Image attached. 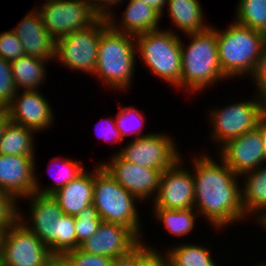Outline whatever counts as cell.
Returning a JSON list of instances; mask_svg holds the SVG:
<instances>
[{
    "instance_id": "obj_1",
    "label": "cell",
    "mask_w": 266,
    "mask_h": 266,
    "mask_svg": "<svg viewBox=\"0 0 266 266\" xmlns=\"http://www.w3.org/2000/svg\"><path fill=\"white\" fill-rule=\"evenodd\" d=\"M190 162L194 176V209L215 229L229 228V225L245 221L242 206L240 176L225 163L208 154L195 155ZM221 161V162H220ZM219 162V163H218ZM239 180V181H238Z\"/></svg>"
},
{
    "instance_id": "obj_2",
    "label": "cell",
    "mask_w": 266,
    "mask_h": 266,
    "mask_svg": "<svg viewBox=\"0 0 266 266\" xmlns=\"http://www.w3.org/2000/svg\"><path fill=\"white\" fill-rule=\"evenodd\" d=\"M186 35L191 41L185 45L187 43L181 40V90L202 93L207 87L228 80L220 68L217 28L210 25L205 30Z\"/></svg>"
},
{
    "instance_id": "obj_3",
    "label": "cell",
    "mask_w": 266,
    "mask_h": 266,
    "mask_svg": "<svg viewBox=\"0 0 266 266\" xmlns=\"http://www.w3.org/2000/svg\"><path fill=\"white\" fill-rule=\"evenodd\" d=\"M136 54L135 36L114 31L108 25L101 32L93 77L113 91L125 92L132 87Z\"/></svg>"
},
{
    "instance_id": "obj_4",
    "label": "cell",
    "mask_w": 266,
    "mask_h": 266,
    "mask_svg": "<svg viewBox=\"0 0 266 266\" xmlns=\"http://www.w3.org/2000/svg\"><path fill=\"white\" fill-rule=\"evenodd\" d=\"M228 27V28H227ZM225 30L217 29L220 68L229 80L251 76L256 68L266 34L237 24L235 21Z\"/></svg>"
},
{
    "instance_id": "obj_5",
    "label": "cell",
    "mask_w": 266,
    "mask_h": 266,
    "mask_svg": "<svg viewBox=\"0 0 266 266\" xmlns=\"http://www.w3.org/2000/svg\"><path fill=\"white\" fill-rule=\"evenodd\" d=\"M181 37L177 30L160 29L135 36L137 58L151 74L181 89Z\"/></svg>"
},
{
    "instance_id": "obj_6",
    "label": "cell",
    "mask_w": 266,
    "mask_h": 266,
    "mask_svg": "<svg viewBox=\"0 0 266 266\" xmlns=\"http://www.w3.org/2000/svg\"><path fill=\"white\" fill-rule=\"evenodd\" d=\"M95 167L92 205L101 220L125 225L141 239L143 228L137 209L138 199L108 174L100 162Z\"/></svg>"
},
{
    "instance_id": "obj_7",
    "label": "cell",
    "mask_w": 266,
    "mask_h": 266,
    "mask_svg": "<svg viewBox=\"0 0 266 266\" xmlns=\"http://www.w3.org/2000/svg\"><path fill=\"white\" fill-rule=\"evenodd\" d=\"M255 94L251 100L235 103L232 101L225 106H216L219 109L214 107L209 110V123L212 126L210 139L219 147L258 127L260 117L265 111V102L264 98Z\"/></svg>"
},
{
    "instance_id": "obj_8",
    "label": "cell",
    "mask_w": 266,
    "mask_h": 266,
    "mask_svg": "<svg viewBox=\"0 0 266 266\" xmlns=\"http://www.w3.org/2000/svg\"><path fill=\"white\" fill-rule=\"evenodd\" d=\"M101 17L95 24L84 30L74 31L56 41L55 62L64 67L88 75L95 74L101 32L108 26ZM57 60V61H56Z\"/></svg>"
},
{
    "instance_id": "obj_9",
    "label": "cell",
    "mask_w": 266,
    "mask_h": 266,
    "mask_svg": "<svg viewBox=\"0 0 266 266\" xmlns=\"http://www.w3.org/2000/svg\"><path fill=\"white\" fill-rule=\"evenodd\" d=\"M35 8L55 41L88 28L101 18L86 0H48Z\"/></svg>"
},
{
    "instance_id": "obj_10",
    "label": "cell",
    "mask_w": 266,
    "mask_h": 266,
    "mask_svg": "<svg viewBox=\"0 0 266 266\" xmlns=\"http://www.w3.org/2000/svg\"><path fill=\"white\" fill-rule=\"evenodd\" d=\"M51 257L49 248L20 220L4 232L0 266H48Z\"/></svg>"
},
{
    "instance_id": "obj_11",
    "label": "cell",
    "mask_w": 266,
    "mask_h": 266,
    "mask_svg": "<svg viewBox=\"0 0 266 266\" xmlns=\"http://www.w3.org/2000/svg\"><path fill=\"white\" fill-rule=\"evenodd\" d=\"M174 138L167 133H152L141 138L131 139L116 152L122 159L143 167L165 170L173 166L180 158Z\"/></svg>"
},
{
    "instance_id": "obj_12",
    "label": "cell",
    "mask_w": 266,
    "mask_h": 266,
    "mask_svg": "<svg viewBox=\"0 0 266 266\" xmlns=\"http://www.w3.org/2000/svg\"><path fill=\"white\" fill-rule=\"evenodd\" d=\"M108 161H103V163L100 161L101 166L121 186L132 193L138 199V203H148L150 198L152 202L154 201L164 170L150 169L125 161L116 153L112 157L110 156Z\"/></svg>"
},
{
    "instance_id": "obj_13",
    "label": "cell",
    "mask_w": 266,
    "mask_h": 266,
    "mask_svg": "<svg viewBox=\"0 0 266 266\" xmlns=\"http://www.w3.org/2000/svg\"><path fill=\"white\" fill-rule=\"evenodd\" d=\"M24 199L29 203V217L26 219L18 208V220L49 248L52 255H57V221L64 215L58 201L52 195L40 193H33Z\"/></svg>"
},
{
    "instance_id": "obj_14",
    "label": "cell",
    "mask_w": 266,
    "mask_h": 266,
    "mask_svg": "<svg viewBox=\"0 0 266 266\" xmlns=\"http://www.w3.org/2000/svg\"><path fill=\"white\" fill-rule=\"evenodd\" d=\"M181 158L162 172L158 193L152 202L153 208L173 210L194 209V176Z\"/></svg>"
},
{
    "instance_id": "obj_15",
    "label": "cell",
    "mask_w": 266,
    "mask_h": 266,
    "mask_svg": "<svg viewBox=\"0 0 266 266\" xmlns=\"http://www.w3.org/2000/svg\"><path fill=\"white\" fill-rule=\"evenodd\" d=\"M219 149L217 155L240 177L266 162V149L258 127L229 140Z\"/></svg>"
},
{
    "instance_id": "obj_16",
    "label": "cell",
    "mask_w": 266,
    "mask_h": 266,
    "mask_svg": "<svg viewBox=\"0 0 266 266\" xmlns=\"http://www.w3.org/2000/svg\"><path fill=\"white\" fill-rule=\"evenodd\" d=\"M21 92V93H20ZM41 90H19L6 108L12 123L39 133L53 127L55 121L52 105Z\"/></svg>"
},
{
    "instance_id": "obj_17",
    "label": "cell",
    "mask_w": 266,
    "mask_h": 266,
    "mask_svg": "<svg viewBox=\"0 0 266 266\" xmlns=\"http://www.w3.org/2000/svg\"><path fill=\"white\" fill-rule=\"evenodd\" d=\"M141 241L127 226L102 221L97 232L81 243L79 248L93 255L116 259L128 254Z\"/></svg>"
},
{
    "instance_id": "obj_18",
    "label": "cell",
    "mask_w": 266,
    "mask_h": 266,
    "mask_svg": "<svg viewBox=\"0 0 266 266\" xmlns=\"http://www.w3.org/2000/svg\"><path fill=\"white\" fill-rule=\"evenodd\" d=\"M36 158L0 154V191L18 202L35 193Z\"/></svg>"
},
{
    "instance_id": "obj_19",
    "label": "cell",
    "mask_w": 266,
    "mask_h": 266,
    "mask_svg": "<svg viewBox=\"0 0 266 266\" xmlns=\"http://www.w3.org/2000/svg\"><path fill=\"white\" fill-rule=\"evenodd\" d=\"M12 31L25 55L55 62L56 41L49 35L36 8L25 14Z\"/></svg>"
},
{
    "instance_id": "obj_20",
    "label": "cell",
    "mask_w": 266,
    "mask_h": 266,
    "mask_svg": "<svg viewBox=\"0 0 266 266\" xmlns=\"http://www.w3.org/2000/svg\"><path fill=\"white\" fill-rule=\"evenodd\" d=\"M116 10L106 19L109 26L117 32L137 36L139 34L157 31L160 27L161 15L146 5L142 0H129L120 21L115 15Z\"/></svg>"
},
{
    "instance_id": "obj_21",
    "label": "cell",
    "mask_w": 266,
    "mask_h": 266,
    "mask_svg": "<svg viewBox=\"0 0 266 266\" xmlns=\"http://www.w3.org/2000/svg\"><path fill=\"white\" fill-rule=\"evenodd\" d=\"M94 170L87 168L52 196L58 201L63 213L77 216L83 209L93 204Z\"/></svg>"
},
{
    "instance_id": "obj_22",
    "label": "cell",
    "mask_w": 266,
    "mask_h": 266,
    "mask_svg": "<svg viewBox=\"0 0 266 266\" xmlns=\"http://www.w3.org/2000/svg\"><path fill=\"white\" fill-rule=\"evenodd\" d=\"M242 206L246 217L256 221L266 212V165L241 176Z\"/></svg>"
},
{
    "instance_id": "obj_23",
    "label": "cell",
    "mask_w": 266,
    "mask_h": 266,
    "mask_svg": "<svg viewBox=\"0 0 266 266\" xmlns=\"http://www.w3.org/2000/svg\"><path fill=\"white\" fill-rule=\"evenodd\" d=\"M167 16L172 26L185 35L205 30V16L199 0H167Z\"/></svg>"
},
{
    "instance_id": "obj_24",
    "label": "cell",
    "mask_w": 266,
    "mask_h": 266,
    "mask_svg": "<svg viewBox=\"0 0 266 266\" xmlns=\"http://www.w3.org/2000/svg\"><path fill=\"white\" fill-rule=\"evenodd\" d=\"M48 61L24 55L10 62L16 89L39 90L46 82ZM45 81V82H44Z\"/></svg>"
},
{
    "instance_id": "obj_25",
    "label": "cell",
    "mask_w": 266,
    "mask_h": 266,
    "mask_svg": "<svg viewBox=\"0 0 266 266\" xmlns=\"http://www.w3.org/2000/svg\"><path fill=\"white\" fill-rule=\"evenodd\" d=\"M35 133L10 121L0 139V154L35 157Z\"/></svg>"
},
{
    "instance_id": "obj_26",
    "label": "cell",
    "mask_w": 266,
    "mask_h": 266,
    "mask_svg": "<svg viewBox=\"0 0 266 266\" xmlns=\"http://www.w3.org/2000/svg\"><path fill=\"white\" fill-rule=\"evenodd\" d=\"M171 248V249H170ZM167 250V251H165ZM168 266H217L207 247L194 243H180L165 249ZM219 266V265H218Z\"/></svg>"
},
{
    "instance_id": "obj_27",
    "label": "cell",
    "mask_w": 266,
    "mask_h": 266,
    "mask_svg": "<svg viewBox=\"0 0 266 266\" xmlns=\"http://www.w3.org/2000/svg\"><path fill=\"white\" fill-rule=\"evenodd\" d=\"M154 219L158 223H162V226L168 232L175 236H186L187 234L195 229L196 219L199 214L195 209H185V210H173L166 208H152ZM198 215V216H197Z\"/></svg>"
},
{
    "instance_id": "obj_28",
    "label": "cell",
    "mask_w": 266,
    "mask_h": 266,
    "mask_svg": "<svg viewBox=\"0 0 266 266\" xmlns=\"http://www.w3.org/2000/svg\"><path fill=\"white\" fill-rule=\"evenodd\" d=\"M51 161H53L52 163H55V164L52 166L50 165L51 166L50 168L51 169L53 167L55 168L59 164L58 166H60L61 169L58 166L56 168L60 169V171H59L60 173L58 172L59 174L55 178V182L52 185H50L49 187L47 186V187L42 188L41 187L42 185L39 183L40 181L37 178L38 176L36 175L37 172L35 171V193H40L42 195H53L58 190H60L62 187H64L66 184H68L70 181H72L73 179L78 177L85 170L84 166L82 165V162H80V161L78 162L75 159H73V160L69 159V158L63 159V158H60V156H59L58 158L55 157ZM50 168H49V171H50ZM49 175H51V174H49ZM51 176H53V175H51Z\"/></svg>"
},
{
    "instance_id": "obj_29",
    "label": "cell",
    "mask_w": 266,
    "mask_h": 266,
    "mask_svg": "<svg viewBox=\"0 0 266 266\" xmlns=\"http://www.w3.org/2000/svg\"><path fill=\"white\" fill-rule=\"evenodd\" d=\"M234 21L266 34V0H238Z\"/></svg>"
},
{
    "instance_id": "obj_30",
    "label": "cell",
    "mask_w": 266,
    "mask_h": 266,
    "mask_svg": "<svg viewBox=\"0 0 266 266\" xmlns=\"http://www.w3.org/2000/svg\"><path fill=\"white\" fill-rule=\"evenodd\" d=\"M117 106L120 110L117 115H115L114 120L123 140L130 134L135 136L133 139L151 134L149 132L148 134H142V129L146 124L145 115L141 110L135 108L134 106H124V104L120 105V103H118Z\"/></svg>"
},
{
    "instance_id": "obj_31",
    "label": "cell",
    "mask_w": 266,
    "mask_h": 266,
    "mask_svg": "<svg viewBox=\"0 0 266 266\" xmlns=\"http://www.w3.org/2000/svg\"><path fill=\"white\" fill-rule=\"evenodd\" d=\"M101 223L99 213L93 205L83 209L75 216L76 249L97 232Z\"/></svg>"
},
{
    "instance_id": "obj_32",
    "label": "cell",
    "mask_w": 266,
    "mask_h": 266,
    "mask_svg": "<svg viewBox=\"0 0 266 266\" xmlns=\"http://www.w3.org/2000/svg\"><path fill=\"white\" fill-rule=\"evenodd\" d=\"M76 249L75 216L64 214L57 221V255Z\"/></svg>"
},
{
    "instance_id": "obj_33",
    "label": "cell",
    "mask_w": 266,
    "mask_h": 266,
    "mask_svg": "<svg viewBox=\"0 0 266 266\" xmlns=\"http://www.w3.org/2000/svg\"><path fill=\"white\" fill-rule=\"evenodd\" d=\"M17 91L11 71V64L0 57V108H7Z\"/></svg>"
},
{
    "instance_id": "obj_34",
    "label": "cell",
    "mask_w": 266,
    "mask_h": 266,
    "mask_svg": "<svg viewBox=\"0 0 266 266\" xmlns=\"http://www.w3.org/2000/svg\"><path fill=\"white\" fill-rule=\"evenodd\" d=\"M24 55L25 52L22 44L11 29L9 31L0 32L1 58L11 62Z\"/></svg>"
},
{
    "instance_id": "obj_35",
    "label": "cell",
    "mask_w": 266,
    "mask_h": 266,
    "mask_svg": "<svg viewBox=\"0 0 266 266\" xmlns=\"http://www.w3.org/2000/svg\"><path fill=\"white\" fill-rule=\"evenodd\" d=\"M18 201L0 191V228L6 231L18 219Z\"/></svg>"
},
{
    "instance_id": "obj_36",
    "label": "cell",
    "mask_w": 266,
    "mask_h": 266,
    "mask_svg": "<svg viewBox=\"0 0 266 266\" xmlns=\"http://www.w3.org/2000/svg\"><path fill=\"white\" fill-rule=\"evenodd\" d=\"M65 256L73 266H111L113 259L101 255H93L81 250L79 247L69 251Z\"/></svg>"
},
{
    "instance_id": "obj_37",
    "label": "cell",
    "mask_w": 266,
    "mask_h": 266,
    "mask_svg": "<svg viewBox=\"0 0 266 266\" xmlns=\"http://www.w3.org/2000/svg\"><path fill=\"white\" fill-rule=\"evenodd\" d=\"M138 266H168V262L163 251L159 252L142 240L138 244Z\"/></svg>"
},
{
    "instance_id": "obj_38",
    "label": "cell",
    "mask_w": 266,
    "mask_h": 266,
    "mask_svg": "<svg viewBox=\"0 0 266 266\" xmlns=\"http://www.w3.org/2000/svg\"><path fill=\"white\" fill-rule=\"evenodd\" d=\"M249 79L254 81L255 93L260 97H266V42L262 47L261 53L258 58L256 68Z\"/></svg>"
},
{
    "instance_id": "obj_39",
    "label": "cell",
    "mask_w": 266,
    "mask_h": 266,
    "mask_svg": "<svg viewBox=\"0 0 266 266\" xmlns=\"http://www.w3.org/2000/svg\"><path fill=\"white\" fill-rule=\"evenodd\" d=\"M103 120L101 122H99V123H102V125H101V127H103L102 129L98 126L99 123L97 124V126L101 129V131H99V132H101L100 134L98 132V127L96 126L97 127L96 128V134H97V136L99 138H101V139L103 138L104 140H106L107 142H110L111 144L113 142L114 143L116 142V144L119 143L120 145H122L121 142H122L123 139L121 137L120 132L118 131V129L116 127L114 118L107 117V118H105ZM111 139H112V141H111Z\"/></svg>"
},
{
    "instance_id": "obj_40",
    "label": "cell",
    "mask_w": 266,
    "mask_h": 266,
    "mask_svg": "<svg viewBox=\"0 0 266 266\" xmlns=\"http://www.w3.org/2000/svg\"><path fill=\"white\" fill-rule=\"evenodd\" d=\"M94 10L103 18H107L118 4L122 2L125 4V0H86Z\"/></svg>"
},
{
    "instance_id": "obj_41",
    "label": "cell",
    "mask_w": 266,
    "mask_h": 266,
    "mask_svg": "<svg viewBox=\"0 0 266 266\" xmlns=\"http://www.w3.org/2000/svg\"><path fill=\"white\" fill-rule=\"evenodd\" d=\"M111 266H138V245L128 254L113 259Z\"/></svg>"
},
{
    "instance_id": "obj_42",
    "label": "cell",
    "mask_w": 266,
    "mask_h": 266,
    "mask_svg": "<svg viewBox=\"0 0 266 266\" xmlns=\"http://www.w3.org/2000/svg\"><path fill=\"white\" fill-rule=\"evenodd\" d=\"M146 5L154 9L158 12L161 17H163V13L165 11V7L167 5V0H142Z\"/></svg>"
},
{
    "instance_id": "obj_43",
    "label": "cell",
    "mask_w": 266,
    "mask_h": 266,
    "mask_svg": "<svg viewBox=\"0 0 266 266\" xmlns=\"http://www.w3.org/2000/svg\"><path fill=\"white\" fill-rule=\"evenodd\" d=\"M48 266H73V264L65 255H52Z\"/></svg>"
},
{
    "instance_id": "obj_44",
    "label": "cell",
    "mask_w": 266,
    "mask_h": 266,
    "mask_svg": "<svg viewBox=\"0 0 266 266\" xmlns=\"http://www.w3.org/2000/svg\"><path fill=\"white\" fill-rule=\"evenodd\" d=\"M10 122L8 110L6 108H0V139L3 135L5 127Z\"/></svg>"
},
{
    "instance_id": "obj_45",
    "label": "cell",
    "mask_w": 266,
    "mask_h": 266,
    "mask_svg": "<svg viewBox=\"0 0 266 266\" xmlns=\"http://www.w3.org/2000/svg\"><path fill=\"white\" fill-rule=\"evenodd\" d=\"M258 128L261 131L263 144L265 145V149H266V110L262 113L260 117Z\"/></svg>"
},
{
    "instance_id": "obj_46",
    "label": "cell",
    "mask_w": 266,
    "mask_h": 266,
    "mask_svg": "<svg viewBox=\"0 0 266 266\" xmlns=\"http://www.w3.org/2000/svg\"><path fill=\"white\" fill-rule=\"evenodd\" d=\"M255 222L259 225V227H262L261 229L266 230V212L260 216Z\"/></svg>"
},
{
    "instance_id": "obj_47",
    "label": "cell",
    "mask_w": 266,
    "mask_h": 266,
    "mask_svg": "<svg viewBox=\"0 0 266 266\" xmlns=\"http://www.w3.org/2000/svg\"><path fill=\"white\" fill-rule=\"evenodd\" d=\"M4 230L0 228V257H1V244H2V239L4 235Z\"/></svg>"
},
{
    "instance_id": "obj_48",
    "label": "cell",
    "mask_w": 266,
    "mask_h": 266,
    "mask_svg": "<svg viewBox=\"0 0 266 266\" xmlns=\"http://www.w3.org/2000/svg\"><path fill=\"white\" fill-rule=\"evenodd\" d=\"M258 265H259V266H266V262L264 261V262H262V263H259Z\"/></svg>"
},
{
    "instance_id": "obj_49",
    "label": "cell",
    "mask_w": 266,
    "mask_h": 266,
    "mask_svg": "<svg viewBox=\"0 0 266 266\" xmlns=\"http://www.w3.org/2000/svg\"><path fill=\"white\" fill-rule=\"evenodd\" d=\"M264 102H265V110H266V97L264 98Z\"/></svg>"
}]
</instances>
